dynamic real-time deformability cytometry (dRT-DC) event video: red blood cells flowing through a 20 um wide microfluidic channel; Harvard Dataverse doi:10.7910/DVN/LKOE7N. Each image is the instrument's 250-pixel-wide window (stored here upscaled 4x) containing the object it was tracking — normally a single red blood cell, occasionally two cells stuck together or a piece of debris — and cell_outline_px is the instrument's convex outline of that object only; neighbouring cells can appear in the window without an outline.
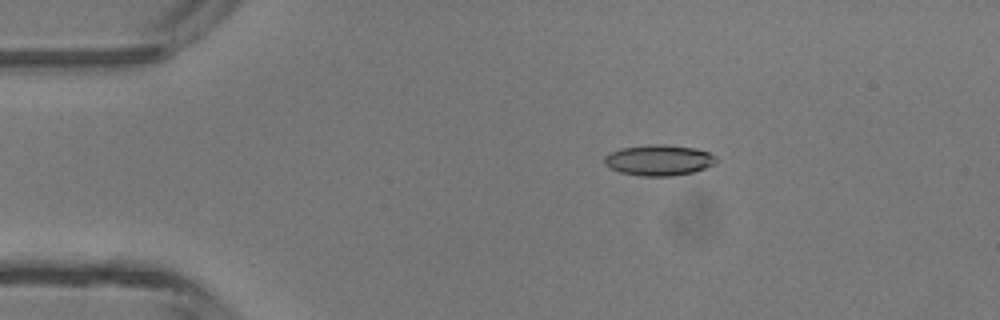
{"species": "common noctule bat (a hibernating species)", "species_latin": "Nyctalus noctula", "temperature_condition": "room temperature", "stored_images_in_passage": 6, "camera_frame_rate_fps": 3000, "um_per_image_px": 0.085, "animal": {"sex": "male", "body_mass_g": 13.3}, "frame": {"image": 1, "passage_image": 3, "time_ms": 2.667, "image_size_px": [1000, 320], "cell_outline_px": [[716, 164], [692, 172], [672, 176], [640, 176], [620, 172], [604, 164], [604, 156], [608, 152], [620, 148], [648, 144], [664, 144], [692, 148], [708, 152], [716, 156]], "centroid_in_image_um": [55.97, 13.61], "position_along_channel_um": 29.0, "area_um2": 20.11}}
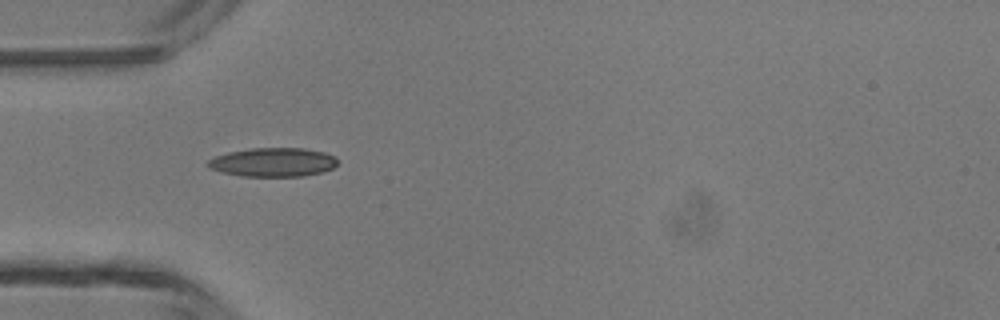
{"frame": {"image": 2, "passage_image": 5, "time_ms": 4.667, "image_size_px": [1000, 320], "cell_outline_px": [[336, 164], [332, 168], [320, 172], [304, 176], [244, 176], [224, 172], [208, 168], [208, 160], [216, 156], [228, 152], [252, 148], [304, 148], [324, 152], [332, 156], [336, 160]], "centroid_in_image_um": [23.19, 13.78], "position_along_channel_um": 61.8, "area_um2": 21.5}}
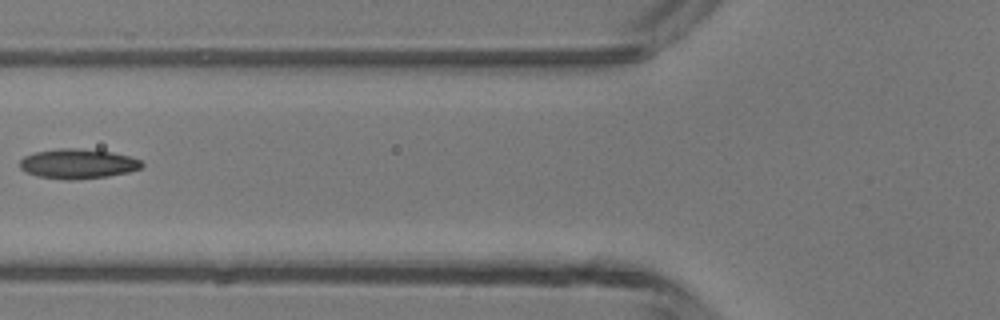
{"frame": {"image": 3, "passage_image": 6, "time_ms": 6.0, "image_size_px": [1000, 320], "cell_outline_px": [[144, 164], [140, 168], [128, 172], [108, 176], [72, 180], [64, 180], [36, 176], [20, 168], [20, 160], [24, 156], [36, 152], [60, 148], [80, 148], [112, 152], [128, 156], [140, 160]], "centroid_in_image_um": [6.6, 13.92], "position_along_channel_um": 119.2, "area_um2": 21.1}}